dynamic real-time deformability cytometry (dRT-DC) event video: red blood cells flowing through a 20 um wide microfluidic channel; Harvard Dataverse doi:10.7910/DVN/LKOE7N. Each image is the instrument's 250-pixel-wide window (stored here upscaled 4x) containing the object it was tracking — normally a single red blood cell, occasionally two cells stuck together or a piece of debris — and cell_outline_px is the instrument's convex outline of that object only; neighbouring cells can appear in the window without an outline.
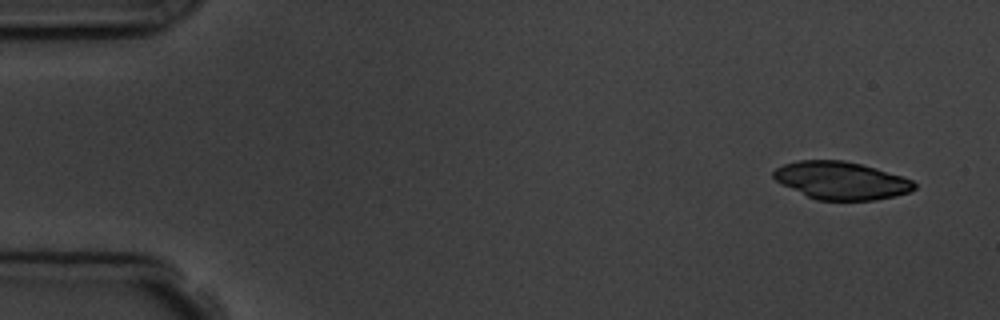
{"species": "common noctule bat (a hibernating species)", "species_latin": "Nyctalus noctula", "temperature_condition": "room temperature", "stored_images_in_passage": 10, "camera_frame_rate_fps": 3000, "um_per_image_px": 0.085, "animal": {"sex": "male", "body_mass_g": 19.5, "forearm_length_mm": 54.6}, "frame": {"image": 1, "passage_image": 1, "time_ms": 0.0, "image_size_px": [1000, 320], "cell_outline_px": [[916, 188], [908, 192], [896, 196], [876, 200], [816, 200], [776, 180], [772, 176], [772, 172], [776, 168], [784, 164], [800, 160], [844, 160], [876, 168], [912, 180], [916, 184]], "centroid_in_image_um": [71.52, 15.34], "position_along_channel_um": 13.5, "area_um2": 30.63}}